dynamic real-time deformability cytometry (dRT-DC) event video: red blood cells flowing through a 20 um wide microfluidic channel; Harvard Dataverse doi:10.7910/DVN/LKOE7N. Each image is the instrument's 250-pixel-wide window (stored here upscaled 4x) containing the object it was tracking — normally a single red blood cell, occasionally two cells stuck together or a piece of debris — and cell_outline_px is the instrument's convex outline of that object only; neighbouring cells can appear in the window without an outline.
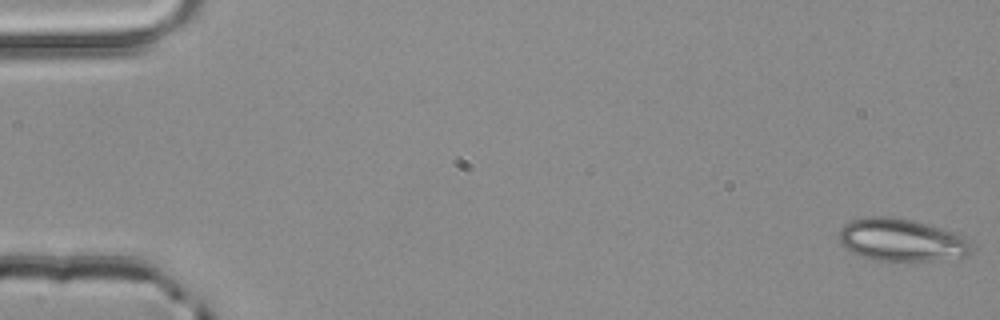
{"species": "common noctule bat (a hibernating species)", "species_latin": "Nyctalus noctula", "temperature_condition": "room temperature", "stored_images_in_passage": 4, "camera_frame_rate_fps": 3000, "um_per_image_px": 0.085, "animal": {"sex": "male", "body_mass_g": 20.4}, "frame": {"image": 1, "passage_image": 1, "time_ms": 0.0, "image_size_px": [1000, 320], "cell_outline_px": [[976, 248], [968, 256], [928, 260], [876, 260], [852, 252], [844, 248], [840, 244], [840, 228], [848, 220], [868, 216], [892, 216], [912, 220], [960, 232]], "centroid_in_image_um": [76.67, 20.37], "position_along_channel_um": 8.3, "area_um2": 33.23}}